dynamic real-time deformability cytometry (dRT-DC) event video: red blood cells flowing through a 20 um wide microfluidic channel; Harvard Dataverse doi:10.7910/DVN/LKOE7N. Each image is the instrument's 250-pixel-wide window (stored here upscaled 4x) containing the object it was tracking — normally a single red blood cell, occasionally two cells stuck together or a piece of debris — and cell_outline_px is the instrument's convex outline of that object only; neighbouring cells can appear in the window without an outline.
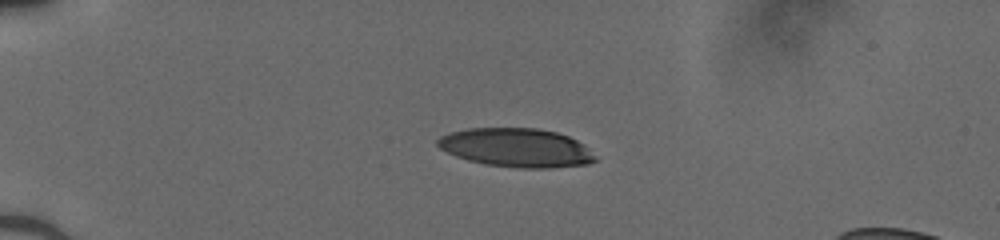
{"species": "human", "species_latin": "Homo sapiens", "temperature_condition": "cold", "stored_images_in_passage": 38, "camera_frame_rate_fps": 3000, "um_per_image_px": 0.085, "donor": {"sex": "male"}, "frame": {"image": 1, "passage_image": 1, "time_ms": 0.0, "image_size_px": [1000, 240], "cell_outline_px": [[596, 160], [588, 164], [548, 168], [520, 168], [484, 164], [468, 160], [456, 156], [440, 148], [436, 144], [436, 140], [440, 136], [448, 132], [468, 128], [536, 128], [556, 132], [568, 136], [584, 144], [596, 156]], "centroid_in_image_um": [43.88, 12.55], "position_along_channel_um": 41.1, "area_um2": 35.72}}
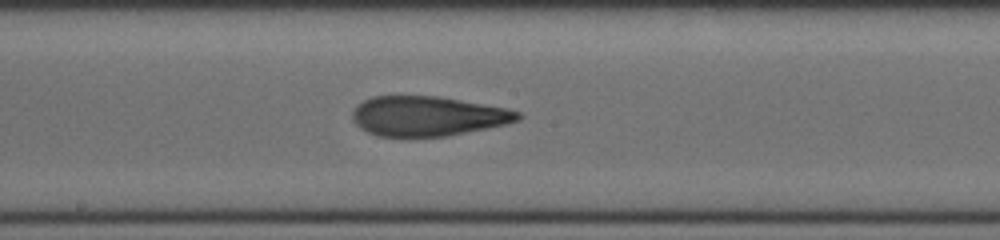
{"frame": {"image": 2, "passage_image": 17, "time_ms": 5.333, "image_size_px": [1000, 240], "cell_outline_px": [[524, 116], [520, 120], [504, 124], [448, 136], [380, 136], [368, 132], [360, 128], [352, 120], [352, 112], [364, 100], [372, 96], [436, 96], [508, 108], [520, 112]], "centroid_in_image_um": [36.37, 9.86], "position_along_channel_um": 211.8, "area_um2": 38.09}}
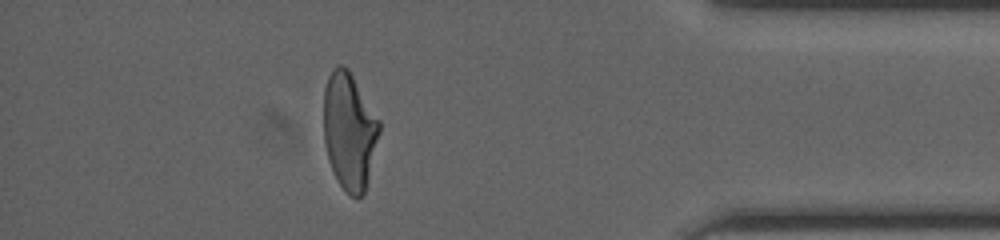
{"frame": {"image": 3, "passage_image": 33, "time_ms": 10.667, "image_size_px": [1000, 240], "cell_outline_px": [[380, 132], [364, 192], [356, 200], [340, 184], [328, 160], [324, 144], [324, 88], [328, 76], [332, 68], [336, 64], [340, 64], [348, 68], [380, 120]], "centroid_in_image_um": [29.68, 11.08], "position_along_channel_um": 405.5, "area_um2": 37.8}}